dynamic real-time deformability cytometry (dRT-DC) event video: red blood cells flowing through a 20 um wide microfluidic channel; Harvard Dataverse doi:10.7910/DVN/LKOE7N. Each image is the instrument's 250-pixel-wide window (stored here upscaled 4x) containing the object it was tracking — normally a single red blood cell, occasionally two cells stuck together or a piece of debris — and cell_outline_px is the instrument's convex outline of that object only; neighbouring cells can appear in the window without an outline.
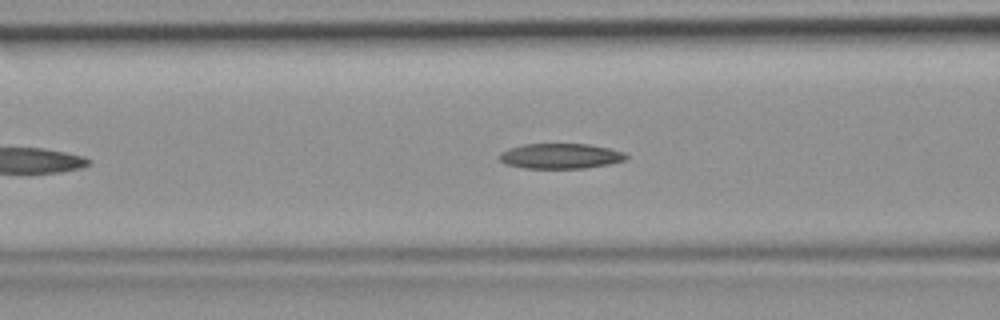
{"species": "common noctule bat (a hibernating species)", "species_latin": "Nyctalus noctula", "temperature_condition": "room temperature", "stored_images_in_passage": 38, "camera_frame_rate_fps": 3000, "um_per_image_px": 0.085, "animal": {"sex": "female", "body_mass_g": 19.9}, "frame": {"image": 1, "passage_image": 12, "time_ms": 3.667, "image_size_px": [1000, 320], "cell_outline_px": [[628, 156], [624, 160], [608, 164], [584, 168], [524, 168], [504, 164], [496, 156], [500, 152], [508, 148], [524, 144], [588, 144], [608, 148], [624, 152]], "centroid_in_image_um": [47.57, 13.26], "position_along_channel_um": 119.0, "area_um2": 18.67}}
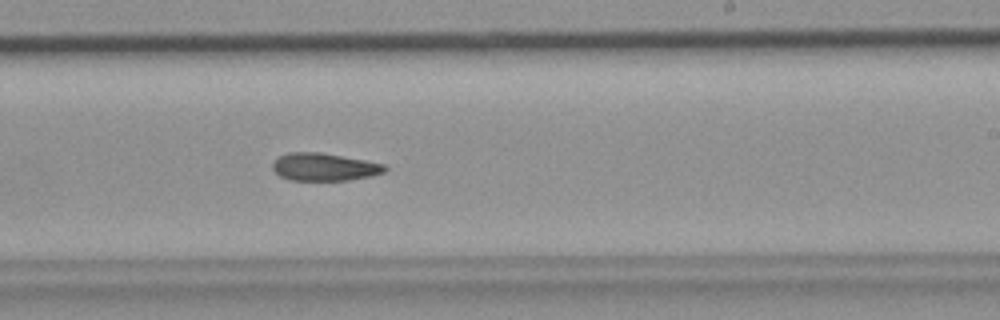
{"frame": {"image": 2, "passage_image": 22, "time_ms": 7.0, "image_size_px": [1000, 320], "cell_outline_px": [[388, 168], [384, 172], [368, 176], [348, 180], [288, 180], [280, 176], [272, 168], [272, 164], [280, 156], [288, 152], [320, 152], [364, 160], [384, 164]], "centroid_in_image_um": [27.54, 14.19], "position_along_channel_um": 261.5, "area_um2": 17.92}}